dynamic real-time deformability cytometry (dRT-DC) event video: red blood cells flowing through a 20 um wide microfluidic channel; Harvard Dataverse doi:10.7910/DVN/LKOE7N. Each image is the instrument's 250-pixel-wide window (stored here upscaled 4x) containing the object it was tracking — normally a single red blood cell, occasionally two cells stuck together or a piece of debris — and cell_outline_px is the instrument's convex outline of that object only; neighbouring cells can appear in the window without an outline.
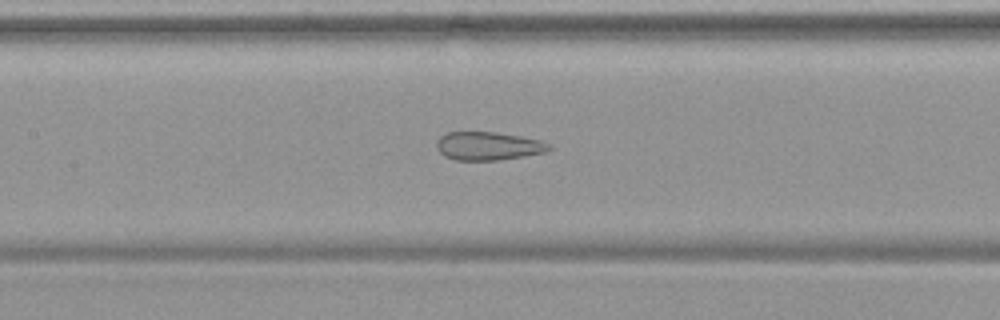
{"species": "common noctule bat (a hibernating species)", "species_latin": "Nyctalus noctula", "temperature_condition": "warm", "stored_images_in_passage": 54, "camera_frame_rate_fps": 3000, "um_per_image_px": 0.085, "animal": {"sex": "female", "body_mass_g": 19.9}, "frame": {"image": 1, "passage_image": 26, "time_ms": 8.333, "image_size_px": [1000, 320], "cell_outline_px": [[552, 148], [544, 152], [524, 156], [500, 160], [456, 160], [444, 156], [436, 148], [436, 140], [440, 136], [448, 132], [496, 132], [520, 136], [540, 140], [552, 144]], "centroid_in_image_um": [41.49, 12.41], "position_along_channel_um": 165.9, "area_um2": 18.67}}
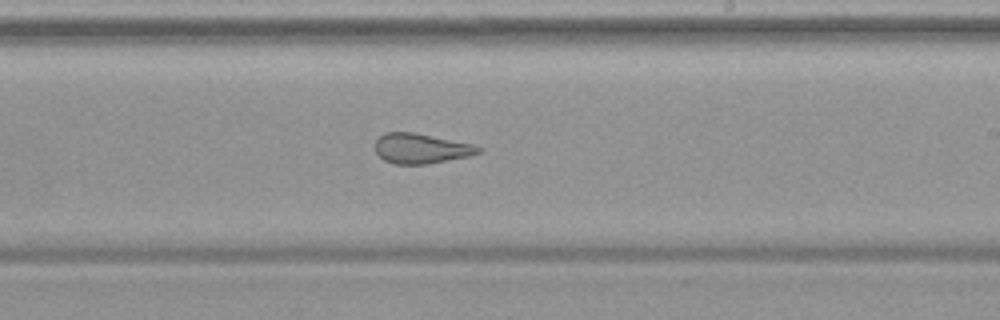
{"frame": {"image": 2, "passage_image": 33, "time_ms": 10.667, "image_size_px": [1000, 320], "cell_outline_px": [[484, 148], [480, 152], [468, 156], [428, 164], [396, 164], [384, 160], [376, 152], [376, 140], [384, 132], [412, 132], [472, 144]], "centroid_in_image_um": [35.78, 12.62], "position_along_channel_um": 253.2, "area_um2": 17.86}}
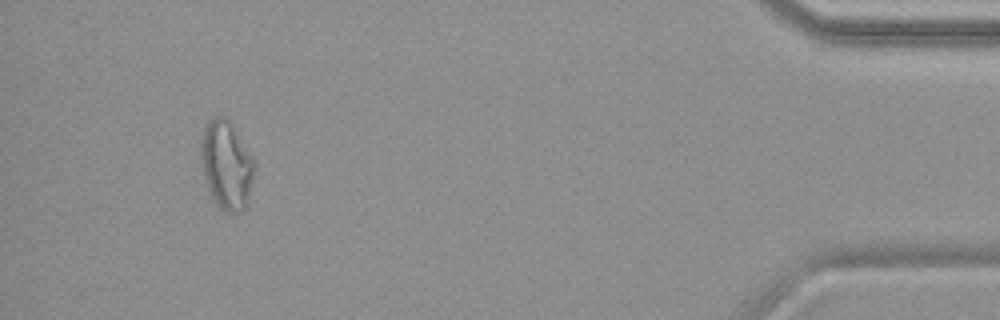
{"frame": {"image": 3, "passage_image": 51, "time_ms": 16.667, "image_size_px": [1000, 320], "cell_outline_px": [[256, 160], [252, 180], [244, 212], [228, 212], [220, 208], [208, 192], [200, 164], [200, 140], [204, 128], [208, 120], [216, 116], [224, 116], [228, 120]], "centroid_in_image_um": [19.22, 14.02], "position_along_channel_um": 416.0, "area_um2": 27.8}, "authors_computed_cell_mechanics": {"area_um2": 25.0563, "velocity_mm_per_s": 3.7594, "shape_relaxation_time_tau1_ms": null, "shape_relaxation_time_tau2_ms": 1.5156, "deformation_change_tau1": null, "deformation_change_tau2": 0.0963}}